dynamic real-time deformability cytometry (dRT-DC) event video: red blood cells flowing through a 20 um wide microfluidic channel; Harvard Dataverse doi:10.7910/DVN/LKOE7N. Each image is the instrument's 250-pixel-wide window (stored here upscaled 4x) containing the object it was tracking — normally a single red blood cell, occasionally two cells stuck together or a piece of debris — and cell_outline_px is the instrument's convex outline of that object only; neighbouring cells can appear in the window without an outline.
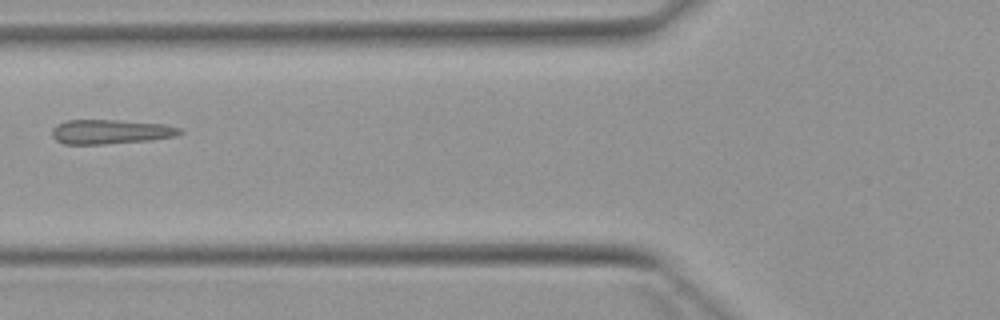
{"species": "Egyptian fruit bat (a non-hibernating species)", "species_latin": "Rousettus aegyptiacus", "temperature_condition": "warm", "stored_images_in_passage": 6, "camera_frame_rate_fps": 3000, "um_per_image_px": 0.085, "animal": {"sex": "female"}, "frame": {"image": 1, "passage_image": 6, "time_ms": 5.667, "image_size_px": [1000, 320], "cell_outline_px": [[184, 132], [176, 136], [152, 140], [104, 144], [64, 144], [56, 140], [52, 136], [52, 128], [56, 124], [68, 120], [116, 120], [164, 124], [180, 128]], "centroid_in_image_um": [9.4, 11.2], "position_along_channel_um": 116.4, "area_um2": 18.26}}